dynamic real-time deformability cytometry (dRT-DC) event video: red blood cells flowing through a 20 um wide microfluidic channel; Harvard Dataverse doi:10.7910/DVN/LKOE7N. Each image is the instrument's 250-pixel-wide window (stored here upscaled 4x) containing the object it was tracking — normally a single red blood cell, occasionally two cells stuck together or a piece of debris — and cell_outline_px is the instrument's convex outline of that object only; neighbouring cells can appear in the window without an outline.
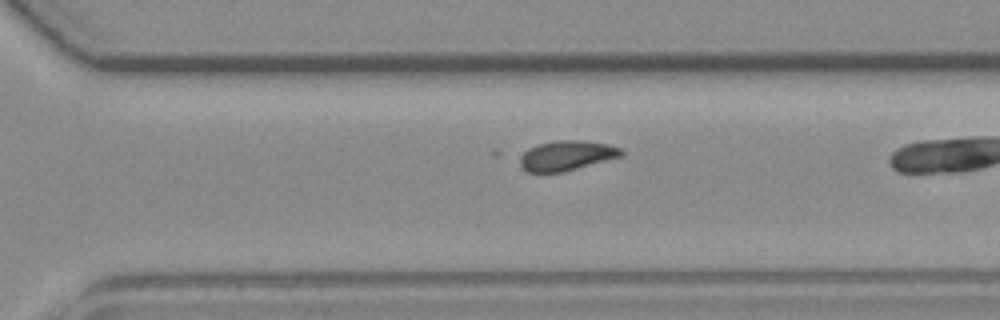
{"species": "common noctule bat (a hibernating species)", "species_latin": "Nyctalus noctula", "temperature_condition": "room temperature", "stored_images_in_passage": 29, "camera_frame_rate_fps": 3000, "um_per_image_px": 0.085, "animal": {"sex": "female", "body_mass_g": 19.3, "forearm_length_mm": 54.1}, "frame": {"image": 1, "passage_image": 25, "time_ms": 8.0, "image_size_px": [1000, 320], "cell_outline_px": [[624, 152], [620, 156], [564, 172], [528, 172], [520, 164], [520, 156], [528, 148], [536, 144], [556, 140], [580, 140], [608, 144], [620, 148]], "centroid_in_image_um": [48.13, 13.21], "position_along_channel_um": 322.5, "area_um2": 17.51}}